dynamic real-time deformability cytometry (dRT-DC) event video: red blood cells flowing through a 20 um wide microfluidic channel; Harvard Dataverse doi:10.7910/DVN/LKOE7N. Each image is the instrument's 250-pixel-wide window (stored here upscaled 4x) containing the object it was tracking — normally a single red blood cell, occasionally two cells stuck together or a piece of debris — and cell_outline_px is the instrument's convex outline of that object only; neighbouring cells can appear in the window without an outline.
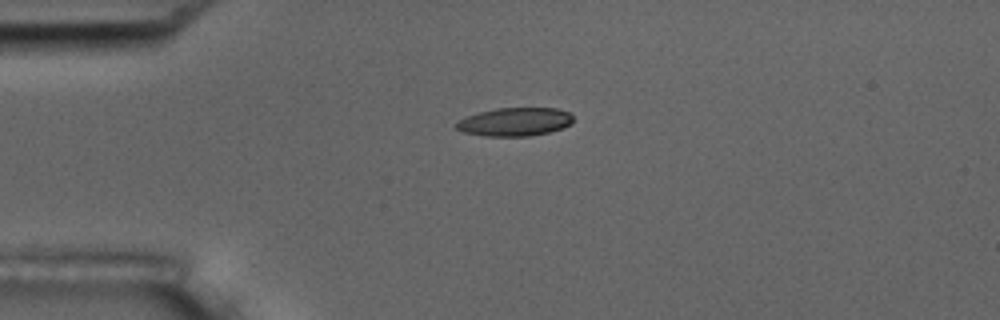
{"species": "common noctule bat (a hibernating species)", "species_latin": "Nyctalus noctula", "temperature_condition": "room temperature", "stored_images_in_passage": 3, "camera_frame_rate_fps": 3000, "um_per_image_px": 0.085, "animal": {"sex": "male", "body_mass_g": 17.5, "forearm_length_mm": 52.3}, "frame": {"image": 1, "passage_image": 1, "time_ms": 0.0, "image_size_px": [1000, 320], "cell_outline_px": [[572, 124], [564, 128], [548, 132], [528, 136], [484, 136], [464, 132], [452, 128], [452, 124], [468, 116], [480, 112], [496, 108], [556, 108], [568, 112], [572, 116]], "centroid_in_image_um": [43.73, 10.36], "position_along_channel_um": 41.3, "area_um2": 19.42}}